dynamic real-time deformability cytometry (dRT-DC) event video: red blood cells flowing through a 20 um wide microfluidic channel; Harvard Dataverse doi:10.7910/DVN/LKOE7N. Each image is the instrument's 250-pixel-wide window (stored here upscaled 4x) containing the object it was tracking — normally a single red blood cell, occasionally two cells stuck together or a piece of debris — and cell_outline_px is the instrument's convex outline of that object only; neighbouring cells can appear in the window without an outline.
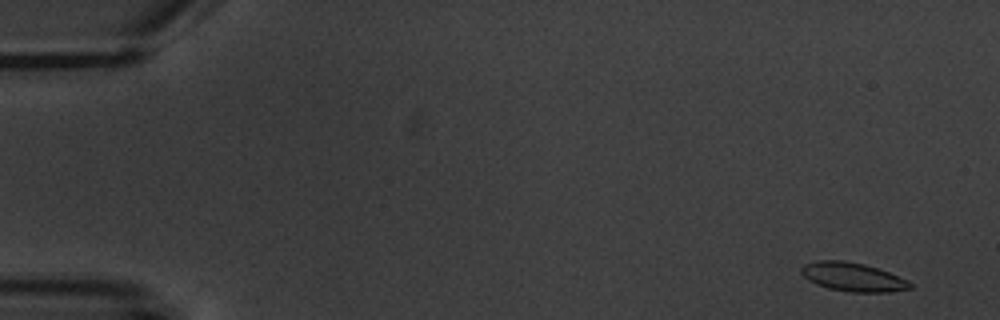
{"species": "common noctule bat (a hibernating species)", "species_latin": "Nyctalus noctula", "temperature_condition": "warm", "stored_images_in_passage": 4, "camera_frame_rate_fps": 3000, "um_per_image_px": 0.085, "animal": {"sex": "male", "body_mass_g": 20.1, "forearm_length_mm": 53.5}, "frame": {"image": 1, "passage_image": 1, "time_ms": 0.0, "image_size_px": [1000, 320], "cell_outline_px": [[912, 288], [888, 292], [852, 292], [828, 288], [816, 284], [808, 280], [800, 272], [800, 268], [804, 264], [816, 260], [844, 260], [864, 264], [888, 272], [908, 280], [912, 284]], "centroid_in_image_um": [72.46, 23.53], "position_along_channel_um": 12.5, "area_um2": 18.21}}